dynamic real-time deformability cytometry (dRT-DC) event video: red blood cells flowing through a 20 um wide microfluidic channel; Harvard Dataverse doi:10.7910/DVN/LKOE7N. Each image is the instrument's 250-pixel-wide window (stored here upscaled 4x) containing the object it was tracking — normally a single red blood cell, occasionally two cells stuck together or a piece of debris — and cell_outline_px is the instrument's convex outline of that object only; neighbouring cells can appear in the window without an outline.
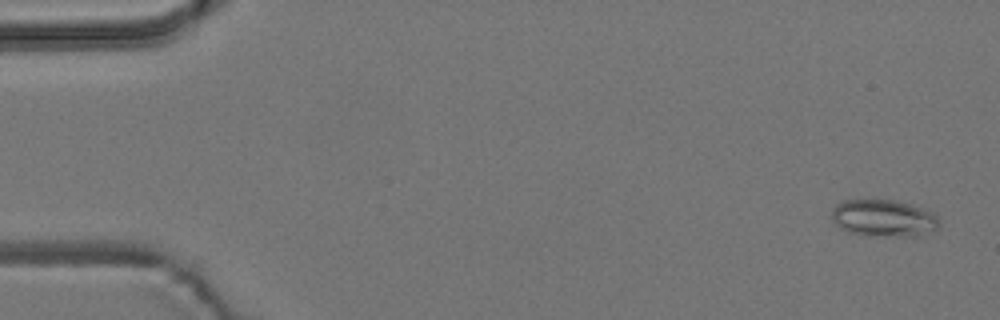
{"species": "common noctule bat (a hibernating species)", "species_latin": "Nyctalus noctula", "temperature_condition": "room temperature", "stored_images_in_passage": 6, "camera_frame_rate_fps": 3000, "um_per_image_px": 0.085, "animal": {"sex": "male", "body_mass_g": 19.2, "forearm_length_mm": 51.8}, "frame": {"image": 1, "passage_image": 1, "time_ms": 0.0, "image_size_px": [1000, 320], "cell_outline_px": [[940, 228], [924, 236], [864, 236], [848, 232], [840, 228], [832, 220], [832, 208], [836, 204], [844, 200], [896, 200], [912, 204], [932, 212], [936, 216], [940, 224]], "centroid_in_image_um": [75.14, 18.56], "position_along_channel_um": 9.9, "area_um2": 23.7}}